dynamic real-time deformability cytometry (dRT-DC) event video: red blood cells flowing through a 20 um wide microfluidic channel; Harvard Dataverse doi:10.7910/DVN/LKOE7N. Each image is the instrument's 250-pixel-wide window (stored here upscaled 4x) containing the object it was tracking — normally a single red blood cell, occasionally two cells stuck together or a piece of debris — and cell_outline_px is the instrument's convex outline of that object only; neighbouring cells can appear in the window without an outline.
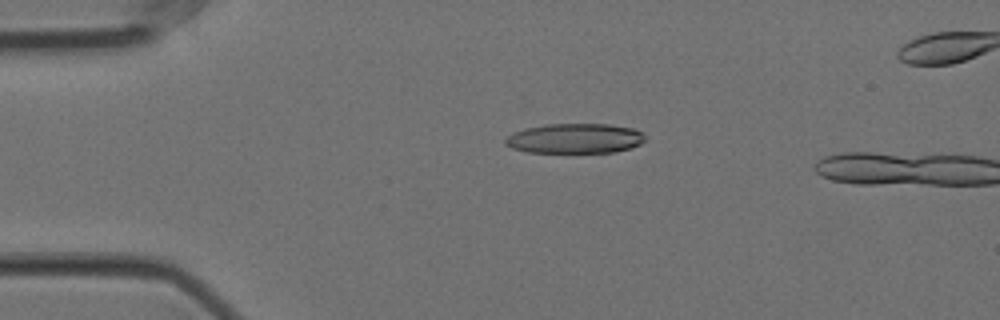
{"species": "Egyptian fruit bat (a non-hibernating species)", "species_latin": "Rousettus aegyptiacus", "temperature_condition": "cold", "stored_images_in_passage": 46, "camera_frame_rate_fps": 3000, "um_per_image_px": 0.085, "animal": {"sex": "female"}, "frame": {"image": 1, "passage_image": 6, "time_ms": 1.667, "image_size_px": [1000, 320], "cell_outline_px": [[644, 140], [640, 144], [632, 148], [616, 152], [528, 152], [512, 148], [504, 144], [504, 140], [512, 132], [524, 128], [548, 124], [608, 124], [632, 128], [644, 132]], "centroid_in_image_um": [48.87, 11.76], "position_along_channel_um": 36.1, "area_um2": 24.45}}
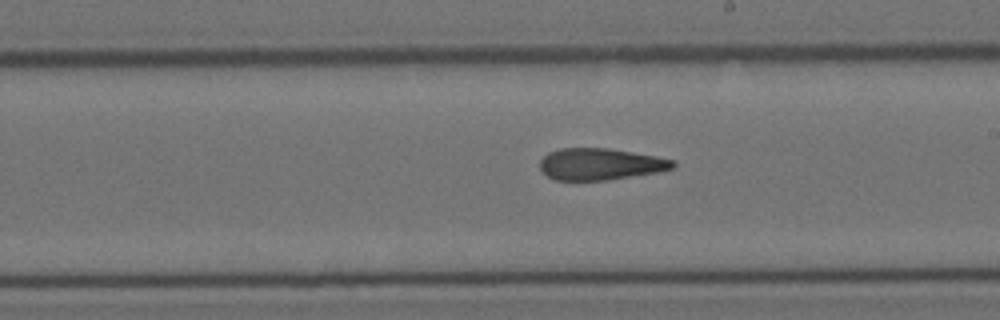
{"frame": {"image": 2, "passage_image": 26, "time_ms": 8.333, "image_size_px": [1000, 320], "cell_outline_px": [[676, 164], [672, 168], [660, 172], [608, 180], [556, 180], [540, 172], [540, 160], [548, 152], [560, 148], [608, 148], [656, 156], [676, 160]], "centroid_in_image_um": [51.03, 13.95], "position_along_channel_um": 238.0, "area_um2": 24.74}}
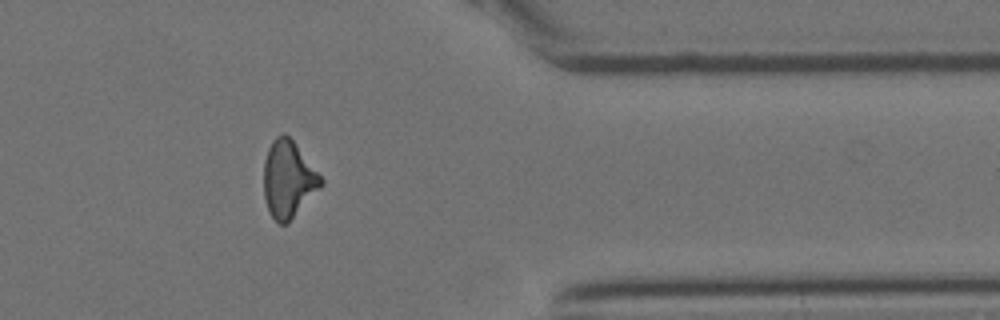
{"frame": {"image": 3, "passage_image": 40, "time_ms": 13.0, "image_size_px": [1000, 320], "cell_outline_px": [[324, 184], [288, 224], [280, 224], [268, 212], [264, 196], [264, 160], [268, 148], [272, 140], [276, 136], [284, 132], [292, 140], [324, 180]], "centroid_in_image_um": [24.5, 15.26], "position_along_channel_um": 386.9, "area_um2": 25.61}}